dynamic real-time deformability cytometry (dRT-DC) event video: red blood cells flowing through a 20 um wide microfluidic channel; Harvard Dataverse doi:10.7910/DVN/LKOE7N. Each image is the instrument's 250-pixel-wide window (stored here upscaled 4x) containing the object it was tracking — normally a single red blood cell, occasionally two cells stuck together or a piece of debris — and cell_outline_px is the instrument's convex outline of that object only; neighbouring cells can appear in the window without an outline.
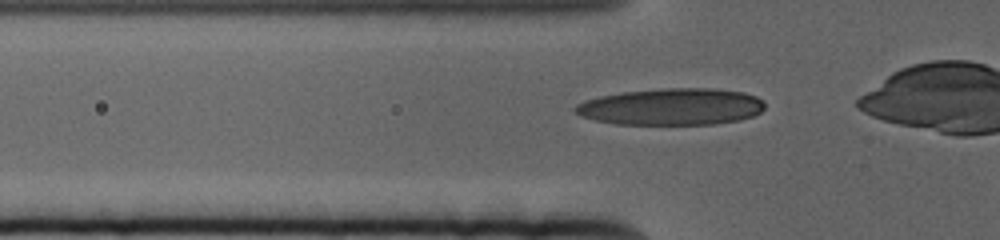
{"species": "human", "species_latin": "Homo sapiens", "temperature_condition": "cold", "stored_images_in_passage": 45, "camera_frame_rate_fps": 3000, "um_per_image_px": 0.085, "donor": {"sex": "female"}, "frame": {"image": 1, "passage_image": 16, "time_ms": 5.0, "image_size_px": [1000, 240], "cell_outline_px": [[764, 108], [760, 112], [752, 116], [740, 120], [716, 124], [616, 124], [596, 120], [580, 116], [572, 108], [576, 104], [584, 100], [600, 96], [624, 92], [660, 88], [712, 88], [744, 92], [756, 96], [764, 100]], "centroid_in_image_um": [57.08, 9.07], "position_along_channel_um": 68.7, "area_um2": 40.81}}
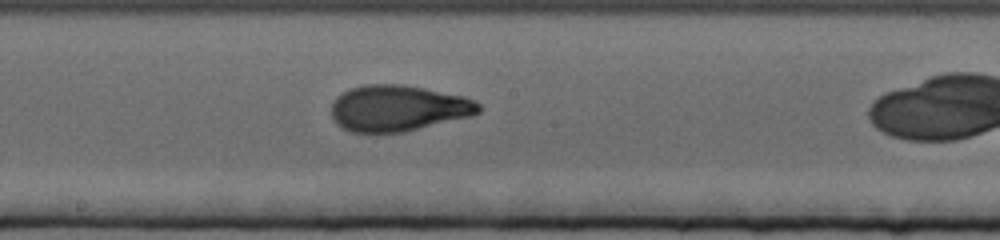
{"frame": {"image": 2, "passage_image": 29, "time_ms": 9.333, "image_size_px": [1000, 240], "cell_outline_px": [[480, 112], [472, 116], [404, 132], [352, 132], [336, 124], [332, 116], [332, 104], [336, 96], [352, 88], [364, 84], [400, 84], [424, 88], [464, 96], [480, 104]], "centroid_in_image_um": [33.84, 9.2], "position_along_channel_um": 214.4, "area_um2": 39.48}}
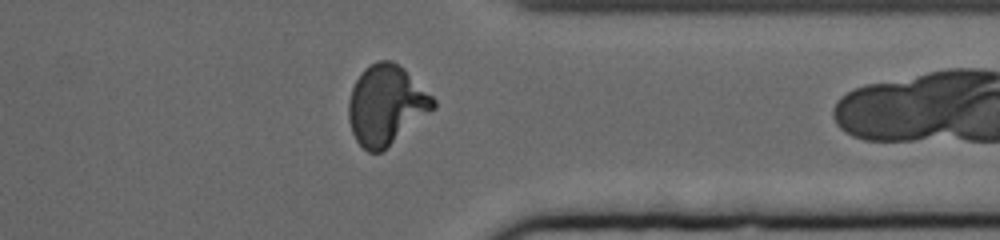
{"frame": {"image": 3, "passage_image": 44, "time_ms": 14.333, "image_size_px": [1000, 240], "cell_outline_px": [[436, 108], [380, 152], [368, 152], [356, 140], [352, 132], [348, 120], [348, 100], [352, 88], [360, 72], [364, 68], [380, 60], [392, 60], [404, 68], [436, 100]], "centroid_in_image_um": [32.81, 8.91], "position_along_channel_um": 378.6, "area_um2": 39.07}}